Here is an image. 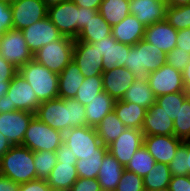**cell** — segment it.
<instances>
[{
	"instance_id": "cell-14",
	"label": "cell",
	"mask_w": 190,
	"mask_h": 191,
	"mask_svg": "<svg viewBox=\"0 0 190 191\" xmlns=\"http://www.w3.org/2000/svg\"><path fill=\"white\" fill-rule=\"evenodd\" d=\"M13 28L23 30L45 18L48 7L42 0H15L11 4Z\"/></svg>"
},
{
	"instance_id": "cell-51",
	"label": "cell",
	"mask_w": 190,
	"mask_h": 191,
	"mask_svg": "<svg viewBox=\"0 0 190 191\" xmlns=\"http://www.w3.org/2000/svg\"><path fill=\"white\" fill-rule=\"evenodd\" d=\"M79 11H80V31H81L87 25L88 21L97 14L98 11L82 7H79Z\"/></svg>"
},
{
	"instance_id": "cell-24",
	"label": "cell",
	"mask_w": 190,
	"mask_h": 191,
	"mask_svg": "<svg viewBox=\"0 0 190 191\" xmlns=\"http://www.w3.org/2000/svg\"><path fill=\"white\" fill-rule=\"evenodd\" d=\"M85 77L73 60L58 74V98L73 99Z\"/></svg>"
},
{
	"instance_id": "cell-25",
	"label": "cell",
	"mask_w": 190,
	"mask_h": 191,
	"mask_svg": "<svg viewBox=\"0 0 190 191\" xmlns=\"http://www.w3.org/2000/svg\"><path fill=\"white\" fill-rule=\"evenodd\" d=\"M78 178L75 165L62 162L56 163L46 181L53 191H69Z\"/></svg>"
},
{
	"instance_id": "cell-11",
	"label": "cell",
	"mask_w": 190,
	"mask_h": 191,
	"mask_svg": "<svg viewBox=\"0 0 190 191\" xmlns=\"http://www.w3.org/2000/svg\"><path fill=\"white\" fill-rule=\"evenodd\" d=\"M10 106L15 110L36 113L41 104L32 86L17 72L10 81V86L6 92Z\"/></svg>"
},
{
	"instance_id": "cell-23",
	"label": "cell",
	"mask_w": 190,
	"mask_h": 191,
	"mask_svg": "<svg viewBox=\"0 0 190 191\" xmlns=\"http://www.w3.org/2000/svg\"><path fill=\"white\" fill-rule=\"evenodd\" d=\"M145 26L135 15H128L123 21L112 26L111 36L118 42L135 45L144 38Z\"/></svg>"
},
{
	"instance_id": "cell-41",
	"label": "cell",
	"mask_w": 190,
	"mask_h": 191,
	"mask_svg": "<svg viewBox=\"0 0 190 191\" xmlns=\"http://www.w3.org/2000/svg\"><path fill=\"white\" fill-rule=\"evenodd\" d=\"M187 156V140H185L178 147L174 158L168 165L172 176H188Z\"/></svg>"
},
{
	"instance_id": "cell-16",
	"label": "cell",
	"mask_w": 190,
	"mask_h": 191,
	"mask_svg": "<svg viewBox=\"0 0 190 191\" xmlns=\"http://www.w3.org/2000/svg\"><path fill=\"white\" fill-rule=\"evenodd\" d=\"M73 62L79 67L84 77L102 75L103 73V57L97 47L91 43L75 41Z\"/></svg>"
},
{
	"instance_id": "cell-7",
	"label": "cell",
	"mask_w": 190,
	"mask_h": 191,
	"mask_svg": "<svg viewBox=\"0 0 190 191\" xmlns=\"http://www.w3.org/2000/svg\"><path fill=\"white\" fill-rule=\"evenodd\" d=\"M74 43V39L63 36L43 46L33 55V59L50 71L60 74L73 60Z\"/></svg>"
},
{
	"instance_id": "cell-35",
	"label": "cell",
	"mask_w": 190,
	"mask_h": 191,
	"mask_svg": "<svg viewBox=\"0 0 190 191\" xmlns=\"http://www.w3.org/2000/svg\"><path fill=\"white\" fill-rule=\"evenodd\" d=\"M101 92H103L102 75L85 77L83 83L78 88L74 99L86 106Z\"/></svg>"
},
{
	"instance_id": "cell-4",
	"label": "cell",
	"mask_w": 190,
	"mask_h": 191,
	"mask_svg": "<svg viewBox=\"0 0 190 191\" xmlns=\"http://www.w3.org/2000/svg\"><path fill=\"white\" fill-rule=\"evenodd\" d=\"M21 76L32 86L39 101L58 98V74L50 71L34 59L18 69Z\"/></svg>"
},
{
	"instance_id": "cell-53",
	"label": "cell",
	"mask_w": 190,
	"mask_h": 191,
	"mask_svg": "<svg viewBox=\"0 0 190 191\" xmlns=\"http://www.w3.org/2000/svg\"><path fill=\"white\" fill-rule=\"evenodd\" d=\"M78 7L90 8L93 10H99L100 4L103 0H71Z\"/></svg>"
},
{
	"instance_id": "cell-49",
	"label": "cell",
	"mask_w": 190,
	"mask_h": 191,
	"mask_svg": "<svg viewBox=\"0 0 190 191\" xmlns=\"http://www.w3.org/2000/svg\"><path fill=\"white\" fill-rule=\"evenodd\" d=\"M56 155L57 163L72 162V165H75L77 162V158L75 157L69 146L66 145L64 142L56 150Z\"/></svg>"
},
{
	"instance_id": "cell-44",
	"label": "cell",
	"mask_w": 190,
	"mask_h": 191,
	"mask_svg": "<svg viewBox=\"0 0 190 191\" xmlns=\"http://www.w3.org/2000/svg\"><path fill=\"white\" fill-rule=\"evenodd\" d=\"M13 29L11 5L0 1V36Z\"/></svg>"
},
{
	"instance_id": "cell-29",
	"label": "cell",
	"mask_w": 190,
	"mask_h": 191,
	"mask_svg": "<svg viewBox=\"0 0 190 191\" xmlns=\"http://www.w3.org/2000/svg\"><path fill=\"white\" fill-rule=\"evenodd\" d=\"M121 100L149 109L156 102V96L149 86L147 77H137Z\"/></svg>"
},
{
	"instance_id": "cell-36",
	"label": "cell",
	"mask_w": 190,
	"mask_h": 191,
	"mask_svg": "<svg viewBox=\"0 0 190 191\" xmlns=\"http://www.w3.org/2000/svg\"><path fill=\"white\" fill-rule=\"evenodd\" d=\"M174 135L182 141L190 140V95L183 101L174 120Z\"/></svg>"
},
{
	"instance_id": "cell-45",
	"label": "cell",
	"mask_w": 190,
	"mask_h": 191,
	"mask_svg": "<svg viewBox=\"0 0 190 191\" xmlns=\"http://www.w3.org/2000/svg\"><path fill=\"white\" fill-rule=\"evenodd\" d=\"M69 191H102L97 179L78 178Z\"/></svg>"
},
{
	"instance_id": "cell-48",
	"label": "cell",
	"mask_w": 190,
	"mask_h": 191,
	"mask_svg": "<svg viewBox=\"0 0 190 191\" xmlns=\"http://www.w3.org/2000/svg\"><path fill=\"white\" fill-rule=\"evenodd\" d=\"M169 189L171 191H190V176H172Z\"/></svg>"
},
{
	"instance_id": "cell-60",
	"label": "cell",
	"mask_w": 190,
	"mask_h": 191,
	"mask_svg": "<svg viewBox=\"0 0 190 191\" xmlns=\"http://www.w3.org/2000/svg\"><path fill=\"white\" fill-rule=\"evenodd\" d=\"M187 172L190 176V140H187Z\"/></svg>"
},
{
	"instance_id": "cell-15",
	"label": "cell",
	"mask_w": 190,
	"mask_h": 191,
	"mask_svg": "<svg viewBox=\"0 0 190 191\" xmlns=\"http://www.w3.org/2000/svg\"><path fill=\"white\" fill-rule=\"evenodd\" d=\"M34 116L32 112L21 110L0 113V132L12 146L22 145L28 124Z\"/></svg>"
},
{
	"instance_id": "cell-34",
	"label": "cell",
	"mask_w": 190,
	"mask_h": 191,
	"mask_svg": "<svg viewBox=\"0 0 190 191\" xmlns=\"http://www.w3.org/2000/svg\"><path fill=\"white\" fill-rule=\"evenodd\" d=\"M155 164V159L148 150L142 146L134 153L125 169L134 172L138 176L144 177L153 169Z\"/></svg>"
},
{
	"instance_id": "cell-31",
	"label": "cell",
	"mask_w": 190,
	"mask_h": 191,
	"mask_svg": "<svg viewBox=\"0 0 190 191\" xmlns=\"http://www.w3.org/2000/svg\"><path fill=\"white\" fill-rule=\"evenodd\" d=\"M126 128L114 111L105 115L101 122L95 127L100 141L105 146L115 141Z\"/></svg>"
},
{
	"instance_id": "cell-43",
	"label": "cell",
	"mask_w": 190,
	"mask_h": 191,
	"mask_svg": "<svg viewBox=\"0 0 190 191\" xmlns=\"http://www.w3.org/2000/svg\"><path fill=\"white\" fill-rule=\"evenodd\" d=\"M165 58L168 65H171L180 72H183L190 62V54L180 50L178 47H175L172 51L166 53Z\"/></svg>"
},
{
	"instance_id": "cell-19",
	"label": "cell",
	"mask_w": 190,
	"mask_h": 191,
	"mask_svg": "<svg viewBox=\"0 0 190 191\" xmlns=\"http://www.w3.org/2000/svg\"><path fill=\"white\" fill-rule=\"evenodd\" d=\"M137 76L126 67H116L102 73L103 91L115 100H121Z\"/></svg>"
},
{
	"instance_id": "cell-50",
	"label": "cell",
	"mask_w": 190,
	"mask_h": 191,
	"mask_svg": "<svg viewBox=\"0 0 190 191\" xmlns=\"http://www.w3.org/2000/svg\"><path fill=\"white\" fill-rule=\"evenodd\" d=\"M176 47L190 54V28L177 32Z\"/></svg>"
},
{
	"instance_id": "cell-17",
	"label": "cell",
	"mask_w": 190,
	"mask_h": 191,
	"mask_svg": "<svg viewBox=\"0 0 190 191\" xmlns=\"http://www.w3.org/2000/svg\"><path fill=\"white\" fill-rule=\"evenodd\" d=\"M183 141L175 135H144L143 146L156 163L169 165Z\"/></svg>"
},
{
	"instance_id": "cell-39",
	"label": "cell",
	"mask_w": 190,
	"mask_h": 191,
	"mask_svg": "<svg viewBox=\"0 0 190 191\" xmlns=\"http://www.w3.org/2000/svg\"><path fill=\"white\" fill-rule=\"evenodd\" d=\"M165 20L177 31L190 28V5L167 7Z\"/></svg>"
},
{
	"instance_id": "cell-47",
	"label": "cell",
	"mask_w": 190,
	"mask_h": 191,
	"mask_svg": "<svg viewBox=\"0 0 190 191\" xmlns=\"http://www.w3.org/2000/svg\"><path fill=\"white\" fill-rule=\"evenodd\" d=\"M19 191H53L46 179L37 178L35 180L20 184Z\"/></svg>"
},
{
	"instance_id": "cell-38",
	"label": "cell",
	"mask_w": 190,
	"mask_h": 191,
	"mask_svg": "<svg viewBox=\"0 0 190 191\" xmlns=\"http://www.w3.org/2000/svg\"><path fill=\"white\" fill-rule=\"evenodd\" d=\"M105 155H90L77 160L75 167L79 178L97 179Z\"/></svg>"
},
{
	"instance_id": "cell-21",
	"label": "cell",
	"mask_w": 190,
	"mask_h": 191,
	"mask_svg": "<svg viewBox=\"0 0 190 191\" xmlns=\"http://www.w3.org/2000/svg\"><path fill=\"white\" fill-rule=\"evenodd\" d=\"M166 2L161 0H130V14L145 27L165 20Z\"/></svg>"
},
{
	"instance_id": "cell-10",
	"label": "cell",
	"mask_w": 190,
	"mask_h": 191,
	"mask_svg": "<svg viewBox=\"0 0 190 191\" xmlns=\"http://www.w3.org/2000/svg\"><path fill=\"white\" fill-rule=\"evenodd\" d=\"M149 86L156 97L186 91L182 72L165 63L147 76Z\"/></svg>"
},
{
	"instance_id": "cell-32",
	"label": "cell",
	"mask_w": 190,
	"mask_h": 191,
	"mask_svg": "<svg viewBox=\"0 0 190 191\" xmlns=\"http://www.w3.org/2000/svg\"><path fill=\"white\" fill-rule=\"evenodd\" d=\"M98 13L112 27L130 15V0H103Z\"/></svg>"
},
{
	"instance_id": "cell-58",
	"label": "cell",
	"mask_w": 190,
	"mask_h": 191,
	"mask_svg": "<svg viewBox=\"0 0 190 191\" xmlns=\"http://www.w3.org/2000/svg\"><path fill=\"white\" fill-rule=\"evenodd\" d=\"M10 86V82L0 83V98L6 94Z\"/></svg>"
},
{
	"instance_id": "cell-62",
	"label": "cell",
	"mask_w": 190,
	"mask_h": 191,
	"mask_svg": "<svg viewBox=\"0 0 190 191\" xmlns=\"http://www.w3.org/2000/svg\"><path fill=\"white\" fill-rule=\"evenodd\" d=\"M0 1L8 3L11 5L15 0H0Z\"/></svg>"
},
{
	"instance_id": "cell-22",
	"label": "cell",
	"mask_w": 190,
	"mask_h": 191,
	"mask_svg": "<svg viewBox=\"0 0 190 191\" xmlns=\"http://www.w3.org/2000/svg\"><path fill=\"white\" fill-rule=\"evenodd\" d=\"M141 130L143 135H174V121L155 102L147 109Z\"/></svg>"
},
{
	"instance_id": "cell-61",
	"label": "cell",
	"mask_w": 190,
	"mask_h": 191,
	"mask_svg": "<svg viewBox=\"0 0 190 191\" xmlns=\"http://www.w3.org/2000/svg\"><path fill=\"white\" fill-rule=\"evenodd\" d=\"M154 191H171V190L169 189V187H164V188L157 189V190H154Z\"/></svg>"
},
{
	"instance_id": "cell-20",
	"label": "cell",
	"mask_w": 190,
	"mask_h": 191,
	"mask_svg": "<svg viewBox=\"0 0 190 191\" xmlns=\"http://www.w3.org/2000/svg\"><path fill=\"white\" fill-rule=\"evenodd\" d=\"M177 32L166 20H163L146 26L143 39L166 54L176 47Z\"/></svg>"
},
{
	"instance_id": "cell-3",
	"label": "cell",
	"mask_w": 190,
	"mask_h": 191,
	"mask_svg": "<svg viewBox=\"0 0 190 191\" xmlns=\"http://www.w3.org/2000/svg\"><path fill=\"white\" fill-rule=\"evenodd\" d=\"M165 53L144 39L130 50L125 61V67L137 77H146L166 63Z\"/></svg>"
},
{
	"instance_id": "cell-6",
	"label": "cell",
	"mask_w": 190,
	"mask_h": 191,
	"mask_svg": "<svg viewBox=\"0 0 190 191\" xmlns=\"http://www.w3.org/2000/svg\"><path fill=\"white\" fill-rule=\"evenodd\" d=\"M63 143V133L34 116L28 124L22 146L37 151L56 152Z\"/></svg>"
},
{
	"instance_id": "cell-12",
	"label": "cell",
	"mask_w": 190,
	"mask_h": 191,
	"mask_svg": "<svg viewBox=\"0 0 190 191\" xmlns=\"http://www.w3.org/2000/svg\"><path fill=\"white\" fill-rule=\"evenodd\" d=\"M21 31L33 55L43 46L63 37L48 16Z\"/></svg>"
},
{
	"instance_id": "cell-1",
	"label": "cell",
	"mask_w": 190,
	"mask_h": 191,
	"mask_svg": "<svg viewBox=\"0 0 190 191\" xmlns=\"http://www.w3.org/2000/svg\"><path fill=\"white\" fill-rule=\"evenodd\" d=\"M35 116L62 133L74 127L87 126L85 106L74 98H56L42 102Z\"/></svg>"
},
{
	"instance_id": "cell-30",
	"label": "cell",
	"mask_w": 190,
	"mask_h": 191,
	"mask_svg": "<svg viewBox=\"0 0 190 191\" xmlns=\"http://www.w3.org/2000/svg\"><path fill=\"white\" fill-rule=\"evenodd\" d=\"M111 33L112 27L97 12V14L88 21L84 29L79 32L75 41L92 44L111 36Z\"/></svg>"
},
{
	"instance_id": "cell-52",
	"label": "cell",
	"mask_w": 190,
	"mask_h": 191,
	"mask_svg": "<svg viewBox=\"0 0 190 191\" xmlns=\"http://www.w3.org/2000/svg\"><path fill=\"white\" fill-rule=\"evenodd\" d=\"M20 184L0 174V191H19Z\"/></svg>"
},
{
	"instance_id": "cell-56",
	"label": "cell",
	"mask_w": 190,
	"mask_h": 191,
	"mask_svg": "<svg viewBox=\"0 0 190 191\" xmlns=\"http://www.w3.org/2000/svg\"><path fill=\"white\" fill-rule=\"evenodd\" d=\"M182 77H183V83H184L185 90L188 93H190V62L183 70Z\"/></svg>"
},
{
	"instance_id": "cell-33",
	"label": "cell",
	"mask_w": 190,
	"mask_h": 191,
	"mask_svg": "<svg viewBox=\"0 0 190 191\" xmlns=\"http://www.w3.org/2000/svg\"><path fill=\"white\" fill-rule=\"evenodd\" d=\"M172 175L169 166L163 163H156L153 169L143 177L145 191H154L169 187Z\"/></svg>"
},
{
	"instance_id": "cell-8",
	"label": "cell",
	"mask_w": 190,
	"mask_h": 191,
	"mask_svg": "<svg viewBox=\"0 0 190 191\" xmlns=\"http://www.w3.org/2000/svg\"><path fill=\"white\" fill-rule=\"evenodd\" d=\"M50 21L65 37L76 40L80 32L79 7L71 0L48 7Z\"/></svg>"
},
{
	"instance_id": "cell-57",
	"label": "cell",
	"mask_w": 190,
	"mask_h": 191,
	"mask_svg": "<svg viewBox=\"0 0 190 191\" xmlns=\"http://www.w3.org/2000/svg\"><path fill=\"white\" fill-rule=\"evenodd\" d=\"M166 5L167 7L190 5V0H167Z\"/></svg>"
},
{
	"instance_id": "cell-37",
	"label": "cell",
	"mask_w": 190,
	"mask_h": 191,
	"mask_svg": "<svg viewBox=\"0 0 190 191\" xmlns=\"http://www.w3.org/2000/svg\"><path fill=\"white\" fill-rule=\"evenodd\" d=\"M190 95L187 91L175 92L156 97V103L162 107L165 112L173 121L178 116L179 108L183 101Z\"/></svg>"
},
{
	"instance_id": "cell-2",
	"label": "cell",
	"mask_w": 190,
	"mask_h": 191,
	"mask_svg": "<svg viewBox=\"0 0 190 191\" xmlns=\"http://www.w3.org/2000/svg\"><path fill=\"white\" fill-rule=\"evenodd\" d=\"M0 174L19 184L37 179L34 152L22 145L12 146L0 159Z\"/></svg>"
},
{
	"instance_id": "cell-27",
	"label": "cell",
	"mask_w": 190,
	"mask_h": 191,
	"mask_svg": "<svg viewBox=\"0 0 190 191\" xmlns=\"http://www.w3.org/2000/svg\"><path fill=\"white\" fill-rule=\"evenodd\" d=\"M115 102L116 100L105 91L96 95L85 106L87 126L96 127L105 115L114 110Z\"/></svg>"
},
{
	"instance_id": "cell-42",
	"label": "cell",
	"mask_w": 190,
	"mask_h": 191,
	"mask_svg": "<svg viewBox=\"0 0 190 191\" xmlns=\"http://www.w3.org/2000/svg\"><path fill=\"white\" fill-rule=\"evenodd\" d=\"M115 191H145L143 177L125 169Z\"/></svg>"
},
{
	"instance_id": "cell-55",
	"label": "cell",
	"mask_w": 190,
	"mask_h": 191,
	"mask_svg": "<svg viewBox=\"0 0 190 191\" xmlns=\"http://www.w3.org/2000/svg\"><path fill=\"white\" fill-rule=\"evenodd\" d=\"M12 147L7 137L0 132V159Z\"/></svg>"
},
{
	"instance_id": "cell-18",
	"label": "cell",
	"mask_w": 190,
	"mask_h": 191,
	"mask_svg": "<svg viewBox=\"0 0 190 191\" xmlns=\"http://www.w3.org/2000/svg\"><path fill=\"white\" fill-rule=\"evenodd\" d=\"M97 47L103 57V72L113 70L116 67H125V61L130 50V45L116 41L112 36L92 43Z\"/></svg>"
},
{
	"instance_id": "cell-40",
	"label": "cell",
	"mask_w": 190,
	"mask_h": 191,
	"mask_svg": "<svg viewBox=\"0 0 190 191\" xmlns=\"http://www.w3.org/2000/svg\"><path fill=\"white\" fill-rule=\"evenodd\" d=\"M57 163L56 152L37 151L34 152V165L37 178L47 179Z\"/></svg>"
},
{
	"instance_id": "cell-26",
	"label": "cell",
	"mask_w": 190,
	"mask_h": 191,
	"mask_svg": "<svg viewBox=\"0 0 190 191\" xmlns=\"http://www.w3.org/2000/svg\"><path fill=\"white\" fill-rule=\"evenodd\" d=\"M124 170L125 167L108 152L102 161L97 177L102 191H115Z\"/></svg>"
},
{
	"instance_id": "cell-59",
	"label": "cell",
	"mask_w": 190,
	"mask_h": 191,
	"mask_svg": "<svg viewBox=\"0 0 190 191\" xmlns=\"http://www.w3.org/2000/svg\"><path fill=\"white\" fill-rule=\"evenodd\" d=\"M42 1L45 3L47 7H50L68 0H42Z\"/></svg>"
},
{
	"instance_id": "cell-28",
	"label": "cell",
	"mask_w": 190,
	"mask_h": 191,
	"mask_svg": "<svg viewBox=\"0 0 190 191\" xmlns=\"http://www.w3.org/2000/svg\"><path fill=\"white\" fill-rule=\"evenodd\" d=\"M113 111L127 128L142 129L146 108L136 103L116 100Z\"/></svg>"
},
{
	"instance_id": "cell-46",
	"label": "cell",
	"mask_w": 190,
	"mask_h": 191,
	"mask_svg": "<svg viewBox=\"0 0 190 191\" xmlns=\"http://www.w3.org/2000/svg\"><path fill=\"white\" fill-rule=\"evenodd\" d=\"M17 72V68L0 55V83L10 82Z\"/></svg>"
},
{
	"instance_id": "cell-13",
	"label": "cell",
	"mask_w": 190,
	"mask_h": 191,
	"mask_svg": "<svg viewBox=\"0 0 190 191\" xmlns=\"http://www.w3.org/2000/svg\"><path fill=\"white\" fill-rule=\"evenodd\" d=\"M143 131L126 128L118 138L109 144L108 152L123 166L129 163L134 153L143 146Z\"/></svg>"
},
{
	"instance_id": "cell-54",
	"label": "cell",
	"mask_w": 190,
	"mask_h": 191,
	"mask_svg": "<svg viewBox=\"0 0 190 191\" xmlns=\"http://www.w3.org/2000/svg\"><path fill=\"white\" fill-rule=\"evenodd\" d=\"M12 111H14V106H10L8 95L5 94L0 98V113L12 112Z\"/></svg>"
},
{
	"instance_id": "cell-5",
	"label": "cell",
	"mask_w": 190,
	"mask_h": 191,
	"mask_svg": "<svg viewBox=\"0 0 190 191\" xmlns=\"http://www.w3.org/2000/svg\"><path fill=\"white\" fill-rule=\"evenodd\" d=\"M63 142L69 146L77 160L90 155H106L108 147L100 141L95 127H74L63 133Z\"/></svg>"
},
{
	"instance_id": "cell-9",
	"label": "cell",
	"mask_w": 190,
	"mask_h": 191,
	"mask_svg": "<svg viewBox=\"0 0 190 191\" xmlns=\"http://www.w3.org/2000/svg\"><path fill=\"white\" fill-rule=\"evenodd\" d=\"M0 55L17 70L33 60L22 31L14 28L0 36Z\"/></svg>"
}]
</instances>
